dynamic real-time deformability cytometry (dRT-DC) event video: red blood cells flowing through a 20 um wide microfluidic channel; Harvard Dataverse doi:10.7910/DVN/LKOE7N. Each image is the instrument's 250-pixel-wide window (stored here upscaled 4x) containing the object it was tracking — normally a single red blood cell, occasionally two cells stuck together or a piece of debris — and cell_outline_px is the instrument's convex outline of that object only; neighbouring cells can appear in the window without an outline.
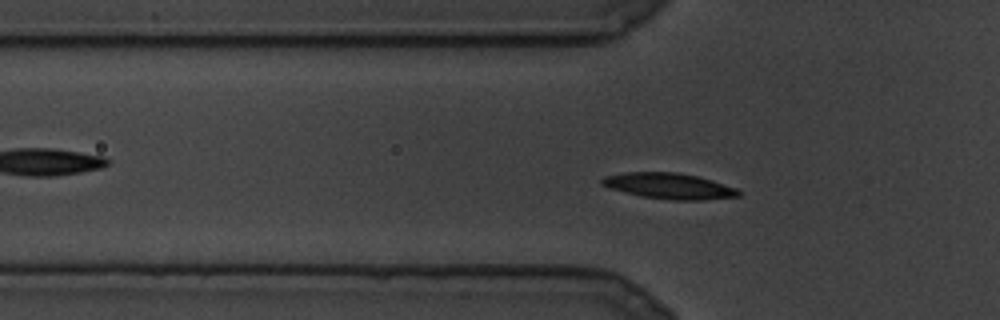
{"species": "common noctule bat (a hibernating species)", "species_latin": "Nyctalus noctula", "temperature_condition": "cold", "stored_images_in_passage": 82, "camera_frame_rate_fps": 3000, "um_per_image_px": 0.085, "animal": {"sex": "male", "body_mass_g": 19.5, "forearm_length_mm": 54.6}, "frame": {"image": 1, "passage_image": 9, "time_ms": 2.667, "image_size_px": [1000, 320], "cell_outline_px": [[740, 196], [700, 200], [676, 200], [644, 196], [612, 188], [600, 184], [600, 180], [604, 176], [624, 172], [676, 172], [696, 176], [712, 180], [736, 188], [740, 192]], "centroid_in_image_um": [56.88, 15.79], "position_along_channel_um": 68.9, "area_um2": 20.17}}
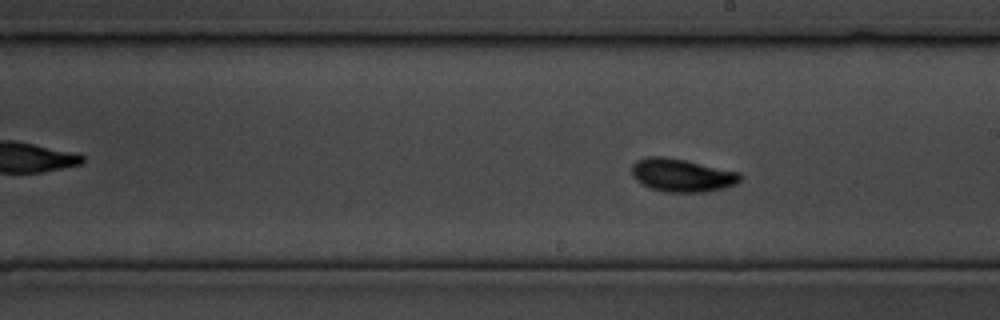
{"frame": {"image": 2, "passage_image": 35, "time_ms": 11.333, "image_size_px": [1000, 320], "cell_outline_px": [[744, 176], [736, 184], [724, 188], [704, 192], [664, 192], [648, 188], [640, 184], [632, 176], [632, 164], [636, 160], [648, 156], [664, 156], [684, 160], [740, 172]], "centroid_in_image_um": [57.94, 14.9], "position_along_channel_um": 231.1, "area_um2": 21.15}}
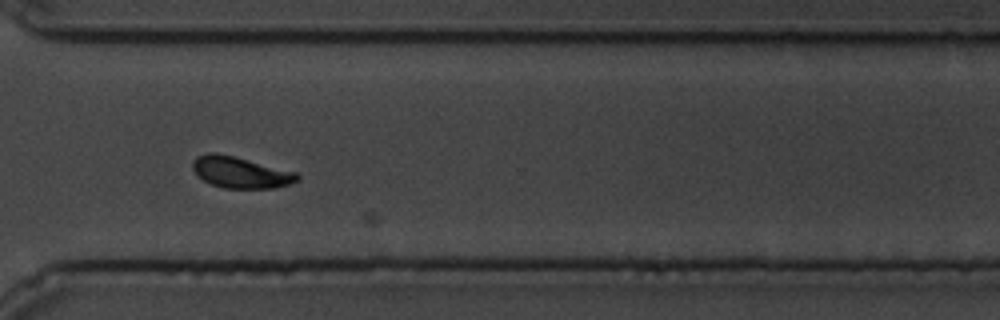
{"frame": {"image": 3, "passage_image": 54, "time_ms": 17.667, "image_size_px": [1000, 320], "cell_outline_px": [[300, 180], [292, 184], [272, 188], [224, 188], [212, 184], [204, 180], [192, 168], [192, 160], [196, 156], [208, 152], [216, 152], [296, 172], [300, 176]], "centroid_in_image_um": [20.45, 14.65], "position_along_channel_um": 350.1, "area_um2": 18.96}}